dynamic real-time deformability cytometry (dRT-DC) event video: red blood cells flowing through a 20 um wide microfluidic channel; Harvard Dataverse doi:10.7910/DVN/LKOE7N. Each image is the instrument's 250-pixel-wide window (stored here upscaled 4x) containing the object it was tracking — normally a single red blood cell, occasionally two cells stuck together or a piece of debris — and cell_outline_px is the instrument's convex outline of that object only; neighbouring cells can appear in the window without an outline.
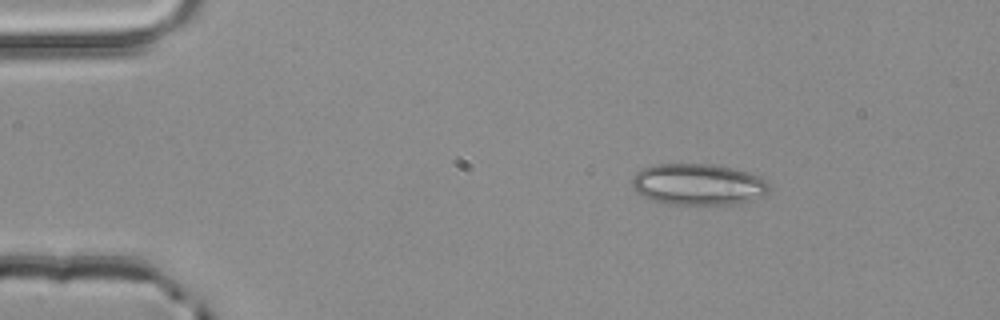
{"species": "common noctule bat (a hibernating species)", "species_latin": "Nyctalus noctula", "temperature_condition": "room temperature", "stored_images_in_passage": 2, "camera_frame_rate_fps": 3000, "um_per_image_px": 0.085, "animal": {"sex": "male", "body_mass_g": 20.4}, "frame": {"image": 1, "passage_image": 1, "time_ms": 0.0, "image_size_px": [1000, 320], "cell_outline_px": [[768, 192], [764, 196], [740, 204], [668, 204], [652, 200], [636, 192], [632, 188], [632, 176], [636, 172], [652, 164], [708, 164], [732, 168], [748, 172], [764, 180], [768, 184]], "centroid_in_image_um": [59.31, 15.68], "position_along_channel_um": 25.7, "area_um2": 33.06}}